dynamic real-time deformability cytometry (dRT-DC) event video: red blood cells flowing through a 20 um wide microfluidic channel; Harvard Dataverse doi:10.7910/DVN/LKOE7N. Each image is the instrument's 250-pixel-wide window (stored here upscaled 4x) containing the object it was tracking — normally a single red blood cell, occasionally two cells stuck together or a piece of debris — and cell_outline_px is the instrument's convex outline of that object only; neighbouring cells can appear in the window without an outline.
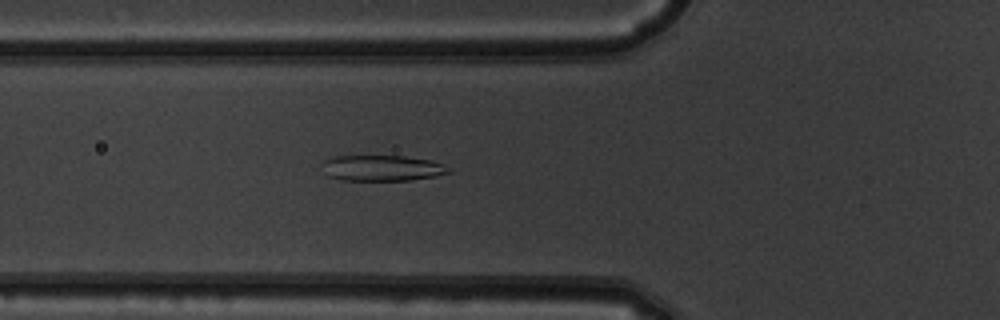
{"species": "common noctule bat (a hibernating species)", "species_latin": "Nyctalus noctula", "temperature_condition": "warm", "stored_images_in_passage": 51, "camera_frame_rate_fps": 3000, "um_per_image_px": 0.085, "animal": {"sex": "male", "body_mass_g": 19.5, "forearm_length_mm": 54.6}, "frame": {"image": 1, "passage_image": 19, "time_ms": 6.0, "image_size_px": [1000, 320], "cell_outline_px": [[452, 172], [436, 176], [412, 180], [340, 180], [328, 176], [320, 164], [324, 160], [332, 156], [404, 156], [432, 160], [444, 164], [452, 168]], "centroid_in_image_um": [32.5, 14.28], "position_along_channel_um": 93.3, "area_um2": 19.31}}
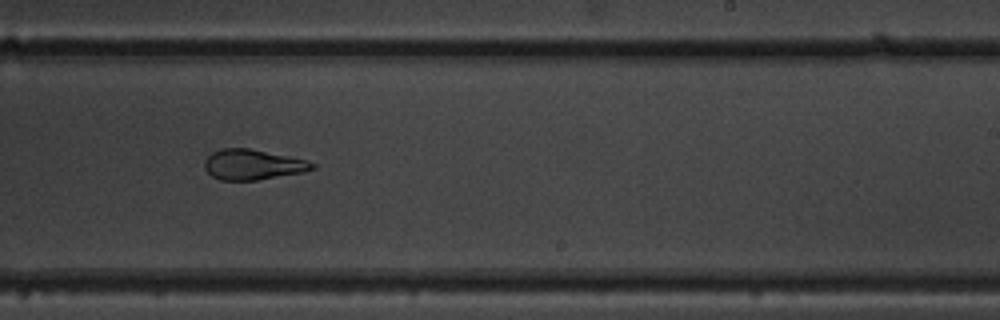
{"frame": {"image": 2, "passage_image": 32, "time_ms": 10.333, "image_size_px": [1000, 320], "cell_outline_px": [[316, 168], [304, 172], [256, 180], [220, 180], [212, 176], [204, 168], [204, 160], [212, 152], [220, 148], [248, 148], [308, 160], [316, 164]], "centroid_in_image_um": [21.48, 13.99], "position_along_channel_um": 267.5, "area_um2": 19.07}}
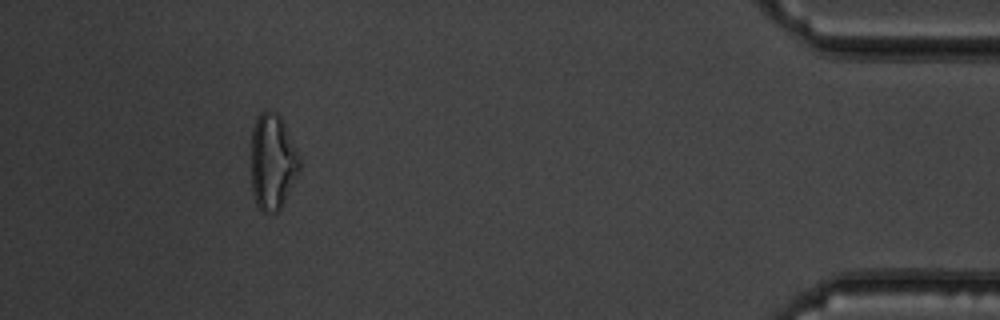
{"frame": {"image": 3, "passage_image": 47, "time_ms": 15.333, "image_size_px": [1000, 320], "cell_outline_px": [[300, 172], [280, 208], [276, 212], [264, 212], [256, 204], [252, 192], [252, 128], [256, 116], [264, 108], [268, 108], [276, 112], [280, 116], [284, 124], [300, 160]], "centroid_in_image_um": [23.15, 13.71], "position_along_channel_um": 412.0, "area_um2": 26.99}, "authors_computed_cell_mechanics": {"area_um2": 23.3512, "velocity_mm_per_s": 4.0201, "shape_relaxation_time_tau1_ms": 7.6072, "shape_relaxation_time_tau2_ms": 1.2826, "deformation_change_tau1": 0.2168, "deformation_change_tau2": 0.1034}}